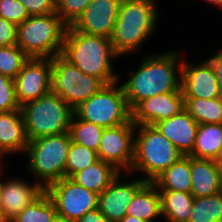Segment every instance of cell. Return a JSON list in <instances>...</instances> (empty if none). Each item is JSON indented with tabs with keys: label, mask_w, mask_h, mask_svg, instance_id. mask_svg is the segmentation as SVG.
<instances>
[{
	"label": "cell",
	"mask_w": 222,
	"mask_h": 222,
	"mask_svg": "<svg viewBox=\"0 0 222 222\" xmlns=\"http://www.w3.org/2000/svg\"><path fill=\"white\" fill-rule=\"evenodd\" d=\"M222 146V124H199L193 152L197 159L215 160Z\"/></svg>",
	"instance_id": "25"
},
{
	"label": "cell",
	"mask_w": 222,
	"mask_h": 222,
	"mask_svg": "<svg viewBox=\"0 0 222 222\" xmlns=\"http://www.w3.org/2000/svg\"><path fill=\"white\" fill-rule=\"evenodd\" d=\"M127 175H129V173H121L99 194L97 209L114 222H119L126 215L127 207L132 201V198L146 183L143 178L138 180L132 179L126 182L125 179H127Z\"/></svg>",
	"instance_id": "15"
},
{
	"label": "cell",
	"mask_w": 222,
	"mask_h": 222,
	"mask_svg": "<svg viewBox=\"0 0 222 222\" xmlns=\"http://www.w3.org/2000/svg\"><path fill=\"white\" fill-rule=\"evenodd\" d=\"M21 109L16 98L14 80L0 73V112Z\"/></svg>",
	"instance_id": "33"
},
{
	"label": "cell",
	"mask_w": 222,
	"mask_h": 222,
	"mask_svg": "<svg viewBox=\"0 0 222 222\" xmlns=\"http://www.w3.org/2000/svg\"><path fill=\"white\" fill-rule=\"evenodd\" d=\"M17 41V25L0 17V47L12 46Z\"/></svg>",
	"instance_id": "36"
},
{
	"label": "cell",
	"mask_w": 222,
	"mask_h": 222,
	"mask_svg": "<svg viewBox=\"0 0 222 222\" xmlns=\"http://www.w3.org/2000/svg\"><path fill=\"white\" fill-rule=\"evenodd\" d=\"M103 131L102 126L79 119L73 114L69 127L72 142L97 152Z\"/></svg>",
	"instance_id": "27"
},
{
	"label": "cell",
	"mask_w": 222,
	"mask_h": 222,
	"mask_svg": "<svg viewBox=\"0 0 222 222\" xmlns=\"http://www.w3.org/2000/svg\"><path fill=\"white\" fill-rule=\"evenodd\" d=\"M118 81L105 84L88 100L74 109V114L82 120L102 126L117 127L132 122L130 109L122 86Z\"/></svg>",
	"instance_id": "8"
},
{
	"label": "cell",
	"mask_w": 222,
	"mask_h": 222,
	"mask_svg": "<svg viewBox=\"0 0 222 222\" xmlns=\"http://www.w3.org/2000/svg\"><path fill=\"white\" fill-rule=\"evenodd\" d=\"M191 194L207 197L222 192V169L214 160L197 159L190 156Z\"/></svg>",
	"instance_id": "20"
},
{
	"label": "cell",
	"mask_w": 222,
	"mask_h": 222,
	"mask_svg": "<svg viewBox=\"0 0 222 222\" xmlns=\"http://www.w3.org/2000/svg\"><path fill=\"white\" fill-rule=\"evenodd\" d=\"M207 60L211 63L220 88L222 89V50L217 51L214 56L208 58Z\"/></svg>",
	"instance_id": "37"
},
{
	"label": "cell",
	"mask_w": 222,
	"mask_h": 222,
	"mask_svg": "<svg viewBox=\"0 0 222 222\" xmlns=\"http://www.w3.org/2000/svg\"><path fill=\"white\" fill-rule=\"evenodd\" d=\"M152 183L158 190H173L191 193L190 156H183L163 171Z\"/></svg>",
	"instance_id": "24"
},
{
	"label": "cell",
	"mask_w": 222,
	"mask_h": 222,
	"mask_svg": "<svg viewBox=\"0 0 222 222\" xmlns=\"http://www.w3.org/2000/svg\"><path fill=\"white\" fill-rule=\"evenodd\" d=\"M119 222H145L138 217L130 216V215H125Z\"/></svg>",
	"instance_id": "39"
},
{
	"label": "cell",
	"mask_w": 222,
	"mask_h": 222,
	"mask_svg": "<svg viewBox=\"0 0 222 222\" xmlns=\"http://www.w3.org/2000/svg\"><path fill=\"white\" fill-rule=\"evenodd\" d=\"M0 222H11L5 212L0 208Z\"/></svg>",
	"instance_id": "41"
},
{
	"label": "cell",
	"mask_w": 222,
	"mask_h": 222,
	"mask_svg": "<svg viewBox=\"0 0 222 222\" xmlns=\"http://www.w3.org/2000/svg\"><path fill=\"white\" fill-rule=\"evenodd\" d=\"M68 25L54 12L32 15L17 25L16 44L29 58L61 55Z\"/></svg>",
	"instance_id": "5"
},
{
	"label": "cell",
	"mask_w": 222,
	"mask_h": 222,
	"mask_svg": "<svg viewBox=\"0 0 222 222\" xmlns=\"http://www.w3.org/2000/svg\"><path fill=\"white\" fill-rule=\"evenodd\" d=\"M156 0H122L111 36L114 51L121 57L135 53L156 29L159 12Z\"/></svg>",
	"instance_id": "3"
},
{
	"label": "cell",
	"mask_w": 222,
	"mask_h": 222,
	"mask_svg": "<svg viewBox=\"0 0 222 222\" xmlns=\"http://www.w3.org/2000/svg\"><path fill=\"white\" fill-rule=\"evenodd\" d=\"M29 16L44 15L55 12V0H19Z\"/></svg>",
	"instance_id": "35"
},
{
	"label": "cell",
	"mask_w": 222,
	"mask_h": 222,
	"mask_svg": "<svg viewBox=\"0 0 222 222\" xmlns=\"http://www.w3.org/2000/svg\"><path fill=\"white\" fill-rule=\"evenodd\" d=\"M28 183L20 178L7 179L1 183L0 208L11 222L45 192L36 181Z\"/></svg>",
	"instance_id": "17"
},
{
	"label": "cell",
	"mask_w": 222,
	"mask_h": 222,
	"mask_svg": "<svg viewBox=\"0 0 222 222\" xmlns=\"http://www.w3.org/2000/svg\"><path fill=\"white\" fill-rule=\"evenodd\" d=\"M28 143L21 109L0 112V157L25 153Z\"/></svg>",
	"instance_id": "19"
},
{
	"label": "cell",
	"mask_w": 222,
	"mask_h": 222,
	"mask_svg": "<svg viewBox=\"0 0 222 222\" xmlns=\"http://www.w3.org/2000/svg\"><path fill=\"white\" fill-rule=\"evenodd\" d=\"M45 192L55 205L57 216L77 222L87 212L98 207L99 194L85 189L70 178L50 184Z\"/></svg>",
	"instance_id": "10"
},
{
	"label": "cell",
	"mask_w": 222,
	"mask_h": 222,
	"mask_svg": "<svg viewBox=\"0 0 222 222\" xmlns=\"http://www.w3.org/2000/svg\"><path fill=\"white\" fill-rule=\"evenodd\" d=\"M122 0H92L72 27L85 34L111 38Z\"/></svg>",
	"instance_id": "14"
},
{
	"label": "cell",
	"mask_w": 222,
	"mask_h": 222,
	"mask_svg": "<svg viewBox=\"0 0 222 222\" xmlns=\"http://www.w3.org/2000/svg\"><path fill=\"white\" fill-rule=\"evenodd\" d=\"M77 222H114L104 216L98 209L87 212Z\"/></svg>",
	"instance_id": "38"
},
{
	"label": "cell",
	"mask_w": 222,
	"mask_h": 222,
	"mask_svg": "<svg viewBox=\"0 0 222 222\" xmlns=\"http://www.w3.org/2000/svg\"><path fill=\"white\" fill-rule=\"evenodd\" d=\"M0 17L19 25L30 16L19 0H0Z\"/></svg>",
	"instance_id": "34"
},
{
	"label": "cell",
	"mask_w": 222,
	"mask_h": 222,
	"mask_svg": "<svg viewBox=\"0 0 222 222\" xmlns=\"http://www.w3.org/2000/svg\"><path fill=\"white\" fill-rule=\"evenodd\" d=\"M53 222H74V221H70L68 219L57 216Z\"/></svg>",
	"instance_id": "43"
},
{
	"label": "cell",
	"mask_w": 222,
	"mask_h": 222,
	"mask_svg": "<svg viewBox=\"0 0 222 222\" xmlns=\"http://www.w3.org/2000/svg\"><path fill=\"white\" fill-rule=\"evenodd\" d=\"M28 140L69 132L74 110L50 91L21 106Z\"/></svg>",
	"instance_id": "7"
},
{
	"label": "cell",
	"mask_w": 222,
	"mask_h": 222,
	"mask_svg": "<svg viewBox=\"0 0 222 222\" xmlns=\"http://www.w3.org/2000/svg\"><path fill=\"white\" fill-rule=\"evenodd\" d=\"M98 160L96 151L72 142L66 160V177L70 178L76 172L86 169Z\"/></svg>",
	"instance_id": "31"
},
{
	"label": "cell",
	"mask_w": 222,
	"mask_h": 222,
	"mask_svg": "<svg viewBox=\"0 0 222 222\" xmlns=\"http://www.w3.org/2000/svg\"><path fill=\"white\" fill-rule=\"evenodd\" d=\"M184 108L198 124H222V97L184 98Z\"/></svg>",
	"instance_id": "26"
},
{
	"label": "cell",
	"mask_w": 222,
	"mask_h": 222,
	"mask_svg": "<svg viewBox=\"0 0 222 222\" xmlns=\"http://www.w3.org/2000/svg\"><path fill=\"white\" fill-rule=\"evenodd\" d=\"M161 215L165 222H188L194 196L189 192L159 190Z\"/></svg>",
	"instance_id": "23"
},
{
	"label": "cell",
	"mask_w": 222,
	"mask_h": 222,
	"mask_svg": "<svg viewBox=\"0 0 222 222\" xmlns=\"http://www.w3.org/2000/svg\"><path fill=\"white\" fill-rule=\"evenodd\" d=\"M181 89L184 98L213 99L222 97V89L211 63L206 59L202 63L182 62Z\"/></svg>",
	"instance_id": "13"
},
{
	"label": "cell",
	"mask_w": 222,
	"mask_h": 222,
	"mask_svg": "<svg viewBox=\"0 0 222 222\" xmlns=\"http://www.w3.org/2000/svg\"><path fill=\"white\" fill-rule=\"evenodd\" d=\"M61 56L84 74L97 77L104 84L120 80V74L115 73L111 63L119 55L114 51L110 38L85 34L68 26Z\"/></svg>",
	"instance_id": "2"
},
{
	"label": "cell",
	"mask_w": 222,
	"mask_h": 222,
	"mask_svg": "<svg viewBox=\"0 0 222 222\" xmlns=\"http://www.w3.org/2000/svg\"><path fill=\"white\" fill-rule=\"evenodd\" d=\"M145 57L138 69L128 71L129 79L121 85L131 110L146 98L182 91L183 60L179 59L183 58H180V52L171 50Z\"/></svg>",
	"instance_id": "1"
},
{
	"label": "cell",
	"mask_w": 222,
	"mask_h": 222,
	"mask_svg": "<svg viewBox=\"0 0 222 222\" xmlns=\"http://www.w3.org/2000/svg\"><path fill=\"white\" fill-rule=\"evenodd\" d=\"M29 57L17 45L0 47V73L14 80Z\"/></svg>",
	"instance_id": "30"
},
{
	"label": "cell",
	"mask_w": 222,
	"mask_h": 222,
	"mask_svg": "<svg viewBox=\"0 0 222 222\" xmlns=\"http://www.w3.org/2000/svg\"><path fill=\"white\" fill-rule=\"evenodd\" d=\"M52 59L29 58L14 78L17 102L20 107L51 91Z\"/></svg>",
	"instance_id": "12"
},
{
	"label": "cell",
	"mask_w": 222,
	"mask_h": 222,
	"mask_svg": "<svg viewBox=\"0 0 222 222\" xmlns=\"http://www.w3.org/2000/svg\"><path fill=\"white\" fill-rule=\"evenodd\" d=\"M126 215L138 217L145 222H154L161 215V197L152 182H146L134 195L127 207Z\"/></svg>",
	"instance_id": "22"
},
{
	"label": "cell",
	"mask_w": 222,
	"mask_h": 222,
	"mask_svg": "<svg viewBox=\"0 0 222 222\" xmlns=\"http://www.w3.org/2000/svg\"><path fill=\"white\" fill-rule=\"evenodd\" d=\"M135 124L127 122L104 128L97 151L98 159L113 165L121 173H129L134 161Z\"/></svg>",
	"instance_id": "11"
},
{
	"label": "cell",
	"mask_w": 222,
	"mask_h": 222,
	"mask_svg": "<svg viewBox=\"0 0 222 222\" xmlns=\"http://www.w3.org/2000/svg\"><path fill=\"white\" fill-rule=\"evenodd\" d=\"M104 85L100 79L84 74L61 55L52 58L51 91L59 95L73 110Z\"/></svg>",
	"instance_id": "9"
},
{
	"label": "cell",
	"mask_w": 222,
	"mask_h": 222,
	"mask_svg": "<svg viewBox=\"0 0 222 222\" xmlns=\"http://www.w3.org/2000/svg\"><path fill=\"white\" fill-rule=\"evenodd\" d=\"M198 125L185 108L178 114L154 124L183 156H189L193 152Z\"/></svg>",
	"instance_id": "18"
},
{
	"label": "cell",
	"mask_w": 222,
	"mask_h": 222,
	"mask_svg": "<svg viewBox=\"0 0 222 222\" xmlns=\"http://www.w3.org/2000/svg\"><path fill=\"white\" fill-rule=\"evenodd\" d=\"M0 165H1V164H0ZM2 170H3V169H2V167L0 166V178H2V177H1V176H2L1 174H3V173H2ZM1 183H2V182H1V180H0V188H1Z\"/></svg>",
	"instance_id": "44"
},
{
	"label": "cell",
	"mask_w": 222,
	"mask_h": 222,
	"mask_svg": "<svg viewBox=\"0 0 222 222\" xmlns=\"http://www.w3.org/2000/svg\"><path fill=\"white\" fill-rule=\"evenodd\" d=\"M92 0H55V13L72 26Z\"/></svg>",
	"instance_id": "32"
},
{
	"label": "cell",
	"mask_w": 222,
	"mask_h": 222,
	"mask_svg": "<svg viewBox=\"0 0 222 222\" xmlns=\"http://www.w3.org/2000/svg\"><path fill=\"white\" fill-rule=\"evenodd\" d=\"M183 109L182 91L157 94L140 101L132 109V122L135 125H154L178 114Z\"/></svg>",
	"instance_id": "16"
},
{
	"label": "cell",
	"mask_w": 222,
	"mask_h": 222,
	"mask_svg": "<svg viewBox=\"0 0 222 222\" xmlns=\"http://www.w3.org/2000/svg\"><path fill=\"white\" fill-rule=\"evenodd\" d=\"M206 1L208 3H211L212 5H217V7H222V0H202Z\"/></svg>",
	"instance_id": "42"
},
{
	"label": "cell",
	"mask_w": 222,
	"mask_h": 222,
	"mask_svg": "<svg viewBox=\"0 0 222 222\" xmlns=\"http://www.w3.org/2000/svg\"><path fill=\"white\" fill-rule=\"evenodd\" d=\"M135 133L134 161L129 177L133 171H140L147 175L143 177L146 182H152L183 157L154 125H136Z\"/></svg>",
	"instance_id": "4"
},
{
	"label": "cell",
	"mask_w": 222,
	"mask_h": 222,
	"mask_svg": "<svg viewBox=\"0 0 222 222\" xmlns=\"http://www.w3.org/2000/svg\"><path fill=\"white\" fill-rule=\"evenodd\" d=\"M222 192L207 197H195L188 222H220Z\"/></svg>",
	"instance_id": "28"
},
{
	"label": "cell",
	"mask_w": 222,
	"mask_h": 222,
	"mask_svg": "<svg viewBox=\"0 0 222 222\" xmlns=\"http://www.w3.org/2000/svg\"><path fill=\"white\" fill-rule=\"evenodd\" d=\"M121 172L113 165L98 159L86 169L73 174L70 179L85 189L97 194L102 193Z\"/></svg>",
	"instance_id": "21"
},
{
	"label": "cell",
	"mask_w": 222,
	"mask_h": 222,
	"mask_svg": "<svg viewBox=\"0 0 222 222\" xmlns=\"http://www.w3.org/2000/svg\"><path fill=\"white\" fill-rule=\"evenodd\" d=\"M214 162L217 164V166L219 168L222 169V146L220 147L219 152H218Z\"/></svg>",
	"instance_id": "40"
},
{
	"label": "cell",
	"mask_w": 222,
	"mask_h": 222,
	"mask_svg": "<svg viewBox=\"0 0 222 222\" xmlns=\"http://www.w3.org/2000/svg\"><path fill=\"white\" fill-rule=\"evenodd\" d=\"M57 217L54 203L44 192L35 202L27 206L12 222H53Z\"/></svg>",
	"instance_id": "29"
},
{
	"label": "cell",
	"mask_w": 222,
	"mask_h": 222,
	"mask_svg": "<svg viewBox=\"0 0 222 222\" xmlns=\"http://www.w3.org/2000/svg\"><path fill=\"white\" fill-rule=\"evenodd\" d=\"M72 143L69 132L30 140L23 154L28 156V173L37 176L44 189L66 177V160Z\"/></svg>",
	"instance_id": "6"
}]
</instances>
